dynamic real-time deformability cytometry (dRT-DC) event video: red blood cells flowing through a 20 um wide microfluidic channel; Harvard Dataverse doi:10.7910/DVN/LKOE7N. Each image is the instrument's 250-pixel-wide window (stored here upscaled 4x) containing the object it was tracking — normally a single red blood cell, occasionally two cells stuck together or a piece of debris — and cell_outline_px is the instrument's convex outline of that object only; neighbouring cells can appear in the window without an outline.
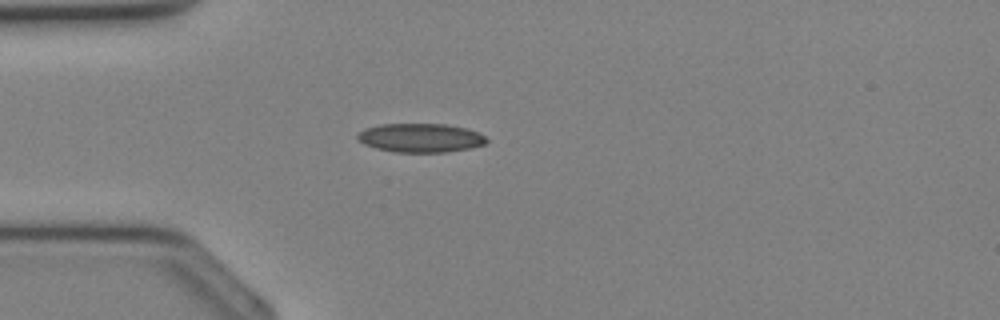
{"species": "Egyptian fruit bat (a non-hibernating species)", "species_latin": "Rousettus aegyptiacus", "temperature_condition": "cold", "stored_images_in_passage": 26, "camera_frame_rate_fps": 3000, "um_per_image_px": 0.085, "animal": {"sex": "female"}, "frame": {"image": 1, "passage_image": 1, "time_ms": 0.0, "image_size_px": [1000, 320], "cell_outline_px": [[488, 140], [484, 144], [468, 148], [444, 152], [392, 152], [376, 148], [364, 144], [356, 136], [364, 128], [380, 124], [448, 124], [468, 128], [484, 136]], "centroid_in_image_um": [35.72, 11.71], "position_along_channel_um": 49.3, "area_um2": 21.62}}
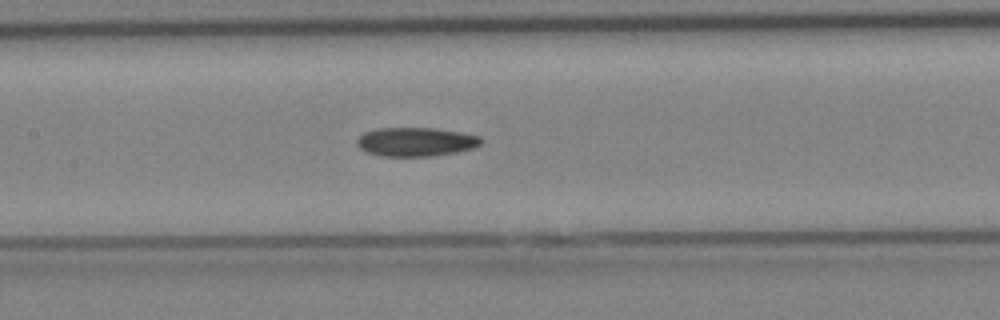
{"frame": {"image": 2, "passage_image": 8, "time_ms": 2.333, "image_size_px": [1000, 320], "cell_outline_px": [[484, 140], [480, 144], [472, 148], [456, 152], [428, 156], [384, 156], [368, 152], [360, 148], [356, 144], [356, 140], [364, 132], [376, 128], [432, 128], [460, 132], [480, 136]], "centroid_in_image_um": [35.34, 12.04], "position_along_channel_um": 172.1, "area_um2": 20.75}}
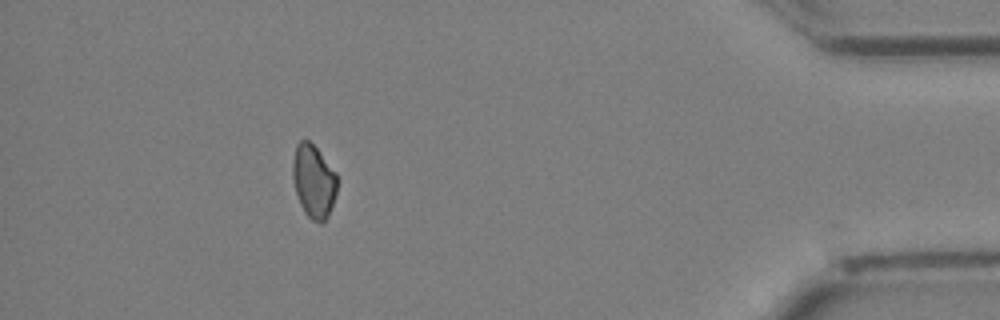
{"frame": {"image": 3, "passage_image": 23, "time_ms": 7.333, "image_size_px": [1000, 320], "cell_outline_px": [[336, 192], [328, 216], [320, 224], [312, 220], [304, 212], [300, 204], [296, 192], [292, 176], [292, 164], [296, 144], [300, 140], [308, 140], [316, 148], [336, 172]], "centroid_in_image_um": [26.64, 15.4], "position_along_channel_um": 408.6, "area_um2": 18.79}}